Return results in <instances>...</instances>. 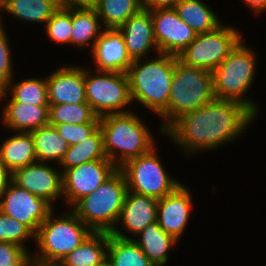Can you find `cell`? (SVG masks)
<instances>
[{
  "instance_id": "f1b7e54d",
  "label": "cell",
  "mask_w": 266,
  "mask_h": 266,
  "mask_svg": "<svg viewBox=\"0 0 266 266\" xmlns=\"http://www.w3.org/2000/svg\"><path fill=\"white\" fill-rule=\"evenodd\" d=\"M101 27L96 9L72 8L71 43L73 45L75 44L81 48L93 39L92 51L95 42L102 33Z\"/></svg>"
},
{
  "instance_id": "ba28073f",
  "label": "cell",
  "mask_w": 266,
  "mask_h": 266,
  "mask_svg": "<svg viewBox=\"0 0 266 266\" xmlns=\"http://www.w3.org/2000/svg\"><path fill=\"white\" fill-rule=\"evenodd\" d=\"M85 91L86 102L99 118L129 112L123 110L132 102L127 73L99 71L95 75L85 68Z\"/></svg>"
},
{
  "instance_id": "836d02e7",
  "label": "cell",
  "mask_w": 266,
  "mask_h": 266,
  "mask_svg": "<svg viewBox=\"0 0 266 266\" xmlns=\"http://www.w3.org/2000/svg\"><path fill=\"white\" fill-rule=\"evenodd\" d=\"M35 234L24 224L0 211V242H12L25 248L24 242Z\"/></svg>"
},
{
  "instance_id": "f546056e",
  "label": "cell",
  "mask_w": 266,
  "mask_h": 266,
  "mask_svg": "<svg viewBox=\"0 0 266 266\" xmlns=\"http://www.w3.org/2000/svg\"><path fill=\"white\" fill-rule=\"evenodd\" d=\"M95 9L104 29H119L143 8L142 0H99Z\"/></svg>"
},
{
  "instance_id": "f35d334b",
  "label": "cell",
  "mask_w": 266,
  "mask_h": 266,
  "mask_svg": "<svg viewBox=\"0 0 266 266\" xmlns=\"http://www.w3.org/2000/svg\"><path fill=\"white\" fill-rule=\"evenodd\" d=\"M177 1L178 0H142V8L148 11L174 8Z\"/></svg>"
},
{
  "instance_id": "60d3db41",
  "label": "cell",
  "mask_w": 266,
  "mask_h": 266,
  "mask_svg": "<svg viewBox=\"0 0 266 266\" xmlns=\"http://www.w3.org/2000/svg\"><path fill=\"white\" fill-rule=\"evenodd\" d=\"M256 14L265 11L266 0H243Z\"/></svg>"
},
{
  "instance_id": "4dcf8cb0",
  "label": "cell",
  "mask_w": 266,
  "mask_h": 266,
  "mask_svg": "<svg viewBox=\"0 0 266 266\" xmlns=\"http://www.w3.org/2000/svg\"><path fill=\"white\" fill-rule=\"evenodd\" d=\"M9 90L12 91L9 101H19L32 105H49L46 79L28 78L16 83H12L11 80L6 89L0 92V99L6 97Z\"/></svg>"
},
{
  "instance_id": "484cf974",
  "label": "cell",
  "mask_w": 266,
  "mask_h": 266,
  "mask_svg": "<svg viewBox=\"0 0 266 266\" xmlns=\"http://www.w3.org/2000/svg\"><path fill=\"white\" fill-rule=\"evenodd\" d=\"M35 146L38 162L61 163L66 151L69 149L68 142L58 133L53 125H46L30 132Z\"/></svg>"
},
{
  "instance_id": "2e32d148",
  "label": "cell",
  "mask_w": 266,
  "mask_h": 266,
  "mask_svg": "<svg viewBox=\"0 0 266 266\" xmlns=\"http://www.w3.org/2000/svg\"><path fill=\"white\" fill-rule=\"evenodd\" d=\"M49 104L86 103L85 68L65 66L47 78Z\"/></svg>"
},
{
  "instance_id": "ab89813d",
  "label": "cell",
  "mask_w": 266,
  "mask_h": 266,
  "mask_svg": "<svg viewBox=\"0 0 266 266\" xmlns=\"http://www.w3.org/2000/svg\"><path fill=\"white\" fill-rule=\"evenodd\" d=\"M12 173L5 167L0 160V200L11 182Z\"/></svg>"
},
{
  "instance_id": "7bdbcfd3",
  "label": "cell",
  "mask_w": 266,
  "mask_h": 266,
  "mask_svg": "<svg viewBox=\"0 0 266 266\" xmlns=\"http://www.w3.org/2000/svg\"><path fill=\"white\" fill-rule=\"evenodd\" d=\"M95 266H112L110 261L108 260V258H106L104 261H102L101 263L95 265Z\"/></svg>"
},
{
  "instance_id": "ac0fdd59",
  "label": "cell",
  "mask_w": 266,
  "mask_h": 266,
  "mask_svg": "<svg viewBox=\"0 0 266 266\" xmlns=\"http://www.w3.org/2000/svg\"><path fill=\"white\" fill-rule=\"evenodd\" d=\"M119 30L132 60L145 58L151 48L158 53L150 11L142 9L128 18Z\"/></svg>"
},
{
  "instance_id": "8d00e7d4",
  "label": "cell",
  "mask_w": 266,
  "mask_h": 266,
  "mask_svg": "<svg viewBox=\"0 0 266 266\" xmlns=\"http://www.w3.org/2000/svg\"><path fill=\"white\" fill-rule=\"evenodd\" d=\"M4 31V28L0 31V92L6 89L13 75L9 42Z\"/></svg>"
},
{
  "instance_id": "4316f807",
  "label": "cell",
  "mask_w": 266,
  "mask_h": 266,
  "mask_svg": "<svg viewBox=\"0 0 266 266\" xmlns=\"http://www.w3.org/2000/svg\"><path fill=\"white\" fill-rule=\"evenodd\" d=\"M59 7V0H3L2 10L23 21L46 23Z\"/></svg>"
},
{
  "instance_id": "b9f144b4",
  "label": "cell",
  "mask_w": 266,
  "mask_h": 266,
  "mask_svg": "<svg viewBox=\"0 0 266 266\" xmlns=\"http://www.w3.org/2000/svg\"><path fill=\"white\" fill-rule=\"evenodd\" d=\"M26 266H58V265L43 264V263H39L31 259Z\"/></svg>"
},
{
  "instance_id": "3957f363",
  "label": "cell",
  "mask_w": 266,
  "mask_h": 266,
  "mask_svg": "<svg viewBox=\"0 0 266 266\" xmlns=\"http://www.w3.org/2000/svg\"><path fill=\"white\" fill-rule=\"evenodd\" d=\"M99 127L105 155L118 168L155 147L148 127L134 112L104 115L99 118Z\"/></svg>"
},
{
  "instance_id": "d4e9b609",
  "label": "cell",
  "mask_w": 266,
  "mask_h": 266,
  "mask_svg": "<svg viewBox=\"0 0 266 266\" xmlns=\"http://www.w3.org/2000/svg\"><path fill=\"white\" fill-rule=\"evenodd\" d=\"M174 9L197 34L213 31L222 25L218 15L201 0H178Z\"/></svg>"
},
{
  "instance_id": "83f0119b",
  "label": "cell",
  "mask_w": 266,
  "mask_h": 266,
  "mask_svg": "<svg viewBox=\"0 0 266 266\" xmlns=\"http://www.w3.org/2000/svg\"><path fill=\"white\" fill-rule=\"evenodd\" d=\"M108 159L103 149V135L100 127L82 142L69 146L61 163L62 173L67 169L95 160Z\"/></svg>"
},
{
  "instance_id": "9c48e42d",
  "label": "cell",
  "mask_w": 266,
  "mask_h": 266,
  "mask_svg": "<svg viewBox=\"0 0 266 266\" xmlns=\"http://www.w3.org/2000/svg\"><path fill=\"white\" fill-rule=\"evenodd\" d=\"M241 40L237 29L220 25L213 31L197 34L177 58L187 66L213 72Z\"/></svg>"
},
{
  "instance_id": "d6a6232c",
  "label": "cell",
  "mask_w": 266,
  "mask_h": 266,
  "mask_svg": "<svg viewBox=\"0 0 266 266\" xmlns=\"http://www.w3.org/2000/svg\"><path fill=\"white\" fill-rule=\"evenodd\" d=\"M72 32V8L59 9L46 22V33L56 43H70Z\"/></svg>"
},
{
  "instance_id": "44dd1931",
  "label": "cell",
  "mask_w": 266,
  "mask_h": 266,
  "mask_svg": "<svg viewBox=\"0 0 266 266\" xmlns=\"http://www.w3.org/2000/svg\"><path fill=\"white\" fill-rule=\"evenodd\" d=\"M107 258L112 266H155L135 241L118 228L108 233Z\"/></svg>"
},
{
  "instance_id": "d6986e66",
  "label": "cell",
  "mask_w": 266,
  "mask_h": 266,
  "mask_svg": "<svg viewBox=\"0 0 266 266\" xmlns=\"http://www.w3.org/2000/svg\"><path fill=\"white\" fill-rule=\"evenodd\" d=\"M158 200L141 194L127 191L121 210L119 223L137 235L149 224L157 221Z\"/></svg>"
},
{
  "instance_id": "603a6c76",
  "label": "cell",
  "mask_w": 266,
  "mask_h": 266,
  "mask_svg": "<svg viewBox=\"0 0 266 266\" xmlns=\"http://www.w3.org/2000/svg\"><path fill=\"white\" fill-rule=\"evenodd\" d=\"M135 243L155 266H163L168 260V252L178 242L174 237L167 234L155 221L146 226L138 234Z\"/></svg>"
},
{
  "instance_id": "5bb4252c",
  "label": "cell",
  "mask_w": 266,
  "mask_h": 266,
  "mask_svg": "<svg viewBox=\"0 0 266 266\" xmlns=\"http://www.w3.org/2000/svg\"><path fill=\"white\" fill-rule=\"evenodd\" d=\"M11 181L52 206L56 198L63 196V173L44 162L37 161L15 170Z\"/></svg>"
},
{
  "instance_id": "ffe728a7",
  "label": "cell",
  "mask_w": 266,
  "mask_h": 266,
  "mask_svg": "<svg viewBox=\"0 0 266 266\" xmlns=\"http://www.w3.org/2000/svg\"><path fill=\"white\" fill-rule=\"evenodd\" d=\"M2 118L5 126L14 132H31L49 124V105L8 101Z\"/></svg>"
},
{
  "instance_id": "8992f818",
  "label": "cell",
  "mask_w": 266,
  "mask_h": 266,
  "mask_svg": "<svg viewBox=\"0 0 266 266\" xmlns=\"http://www.w3.org/2000/svg\"><path fill=\"white\" fill-rule=\"evenodd\" d=\"M91 233L92 231L73 211L61 214L58 219L52 212L35 234L40 253L36 257L31 255V259L43 264L58 265Z\"/></svg>"
},
{
  "instance_id": "7a4b0ae2",
  "label": "cell",
  "mask_w": 266,
  "mask_h": 266,
  "mask_svg": "<svg viewBox=\"0 0 266 266\" xmlns=\"http://www.w3.org/2000/svg\"><path fill=\"white\" fill-rule=\"evenodd\" d=\"M177 56L158 53V57L141 64L133 60L127 71L132 102L138 101L160 118L167 115L170 87Z\"/></svg>"
},
{
  "instance_id": "277c9868",
  "label": "cell",
  "mask_w": 266,
  "mask_h": 266,
  "mask_svg": "<svg viewBox=\"0 0 266 266\" xmlns=\"http://www.w3.org/2000/svg\"><path fill=\"white\" fill-rule=\"evenodd\" d=\"M214 99L212 72L187 66L176 58L167 115L160 131L165 134V130L182 114L201 108Z\"/></svg>"
},
{
  "instance_id": "74e56055",
  "label": "cell",
  "mask_w": 266,
  "mask_h": 266,
  "mask_svg": "<svg viewBox=\"0 0 266 266\" xmlns=\"http://www.w3.org/2000/svg\"><path fill=\"white\" fill-rule=\"evenodd\" d=\"M60 6L64 8H86L95 9L99 0H59Z\"/></svg>"
},
{
  "instance_id": "30bf717a",
  "label": "cell",
  "mask_w": 266,
  "mask_h": 266,
  "mask_svg": "<svg viewBox=\"0 0 266 266\" xmlns=\"http://www.w3.org/2000/svg\"><path fill=\"white\" fill-rule=\"evenodd\" d=\"M155 151L153 148L147 154L130 159L119 169L125 175L128 191L159 200L182 183L167 175Z\"/></svg>"
},
{
  "instance_id": "5b68a950",
  "label": "cell",
  "mask_w": 266,
  "mask_h": 266,
  "mask_svg": "<svg viewBox=\"0 0 266 266\" xmlns=\"http://www.w3.org/2000/svg\"><path fill=\"white\" fill-rule=\"evenodd\" d=\"M127 191L125 175L118 169L95 191L79 200L72 211L92 232L111 233L119 224Z\"/></svg>"
},
{
  "instance_id": "d590c367",
  "label": "cell",
  "mask_w": 266,
  "mask_h": 266,
  "mask_svg": "<svg viewBox=\"0 0 266 266\" xmlns=\"http://www.w3.org/2000/svg\"><path fill=\"white\" fill-rule=\"evenodd\" d=\"M30 260L27 248L12 242H0V266H26Z\"/></svg>"
},
{
  "instance_id": "e575fe53",
  "label": "cell",
  "mask_w": 266,
  "mask_h": 266,
  "mask_svg": "<svg viewBox=\"0 0 266 266\" xmlns=\"http://www.w3.org/2000/svg\"><path fill=\"white\" fill-rule=\"evenodd\" d=\"M68 142L70 146L78 144L92 135L98 128L99 123L83 124H50Z\"/></svg>"
},
{
  "instance_id": "7402d4cb",
  "label": "cell",
  "mask_w": 266,
  "mask_h": 266,
  "mask_svg": "<svg viewBox=\"0 0 266 266\" xmlns=\"http://www.w3.org/2000/svg\"><path fill=\"white\" fill-rule=\"evenodd\" d=\"M1 144L0 160L11 173L37 162L34 140L30 132H17Z\"/></svg>"
},
{
  "instance_id": "8fae6325",
  "label": "cell",
  "mask_w": 266,
  "mask_h": 266,
  "mask_svg": "<svg viewBox=\"0 0 266 266\" xmlns=\"http://www.w3.org/2000/svg\"><path fill=\"white\" fill-rule=\"evenodd\" d=\"M119 168L108 159L95 160L67 169L63 173V197L74 206L95 191Z\"/></svg>"
},
{
  "instance_id": "cb8c5ba5",
  "label": "cell",
  "mask_w": 266,
  "mask_h": 266,
  "mask_svg": "<svg viewBox=\"0 0 266 266\" xmlns=\"http://www.w3.org/2000/svg\"><path fill=\"white\" fill-rule=\"evenodd\" d=\"M108 233L92 232L58 266H95L107 258Z\"/></svg>"
},
{
  "instance_id": "ee69618b",
  "label": "cell",
  "mask_w": 266,
  "mask_h": 266,
  "mask_svg": "<svg viewBox=\"0 0 266 266\" xmlns=\"http://www.w3.org/2000/svg\"><path fill=\"white\" fill-rule=\"evenodd\" d=\"M1 8H3V5H0V10H1ZM1 22L2 21H1V16H0V31L4 28L3 24Z\"/></svg>"
},
{
  "instance_id": "4fadbf2b",
  "label": "cell",
  "mask_w": 266,
  "mask_h": 266,
  "mask_svg": "<svg viewBox=\"0 0 266 266\" xmlns=\"http://www.w3.org/2000/svg\"><path fill=\"white\" fill-rule=\"evenodd\" d=\"M158 53L178 56L197 33L185 23L174 8L151 10Z\"/></svg>"
},
{
  "instance_id": "e0dca14e",
  "label": "cell",
  "mask_w": 266,
  "mask_h": 266,
  "mask_svg": "<svg viewBox=\"0 0 266 266\" xmlns=\"http://www.w3.org/2000/svg\"><path fill=\"white\" fill-rule=\"evenodd\" d=\"M91 52L98 72L127 73L133 62L119 29H104Z\"/></svg>"
},
{
  "instance_id": "7c38bea8",
  "label": "cell",
  "mask_w": 266,
  "mask_h": 266,
  "mask_svg": "<svg viewBox=\"0 0 266 266\" xmlns=\"http://www.w3.org/2000/svg\"><path fill=\"white\" fill-rule=\"evenodd\" d=\"M52 208L48 201L34 196L12 181L0 200V211L26 225L34 234L53 212Z\"/></svg>"
},
{
  "instance_id": "9a60e30c",
  "label": "cell",
  "mask_w": 266,
  "mask_h": 266,
  "mask_svg": "<svg viewBox=\"0 0 266 266\" xmlns=\"http://www.w3.org/2000/svg\"><path fill=\"white\" fill-rule=\"evenodd\" d=\"M191 194L184 184L158 200L157 222L167 234L180 239L190 216Z\"/></svg>"
},
{
  "instance_id": "6da1fadb",
  "label": "cell",
  "mask_w": 266,
  "mask_h": 266,
  "mask_svg": "<svg viewBox=\"0 0 266 266\" xmlns=\"http://www.w3.org/2000/svg\"><path fill=\"white\" fill-rule=\"evenodd\" d=\"M255 117L240 102L214 99L201 108L182 114L165 133L186 155H191L234 140Z\"/></svg>"
},
{
  "instance_id": "52a82bcc",
  "label": "cell",
  "mask_w": 266,
  "mask_h": 266,
  "mask_svg": "<svg viewBox=\"0 0 266 266\" xmlns=\"http://www.w3.org/2000/svg\"><path fill=\"white\" fill-rule=\"evenodd\" d=\"M255 60L252 49L241 40L212 72V76L215 99L240 102L256 116L259 112L256 103L243 96L255 78Z\"/></svg>"
},
{
  "instance_id": "1f68e13d",
  "label": "cell",
  "mask_w": 266,
  "mask_h": 266,
  "mask_svg": "<svg viewBox=\"0 0 266 266\" xmlns=\"http://www.w3.org/2000/svg\"><path fill=\"white\" fill-rule=\"evenodd\" d=\"M99 123V117L91 106L81 104H49V124Z\"/></svg>"
}]
</instances>
